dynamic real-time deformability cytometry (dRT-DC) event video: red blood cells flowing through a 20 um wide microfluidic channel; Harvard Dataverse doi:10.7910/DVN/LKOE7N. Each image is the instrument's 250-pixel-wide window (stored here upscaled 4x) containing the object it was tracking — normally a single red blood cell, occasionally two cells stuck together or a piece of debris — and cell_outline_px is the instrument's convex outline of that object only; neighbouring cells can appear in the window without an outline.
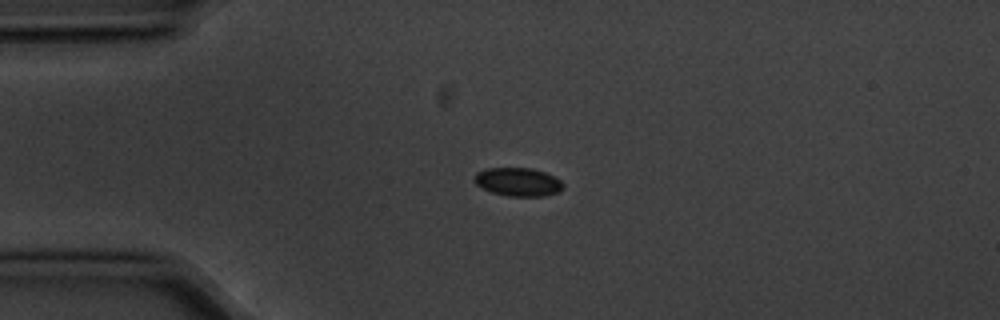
{"species": "common noctule bat (a hibernating species)", "species_latin": "Nyctalus noctula", "temperature_condition": "cold", "stored_images_in_passage": 7, "camera_frame_rate_fps": 3000, "um_per_image_px": 0.085, "animal": {"sex": "male", "body_mass_g": 20.1, "forearm_length_mm": 53.5}, "frame": {"image": 1, "passage_image": 3, "time_ms": 0.667, "image_size_px": [1000, 320], "cell_outline_px": [[564, 188], [556, 192], [544, 196], [508, 196], [492, 192], [476, 184], [476, 172], [488, 168], [532, 168], [544, 172], [560, 180], [564, 184]], "centroid_in_image_um": [44.06, 15.46], "position_along_channel_um": 40.9, "area_um2": 14.45}}